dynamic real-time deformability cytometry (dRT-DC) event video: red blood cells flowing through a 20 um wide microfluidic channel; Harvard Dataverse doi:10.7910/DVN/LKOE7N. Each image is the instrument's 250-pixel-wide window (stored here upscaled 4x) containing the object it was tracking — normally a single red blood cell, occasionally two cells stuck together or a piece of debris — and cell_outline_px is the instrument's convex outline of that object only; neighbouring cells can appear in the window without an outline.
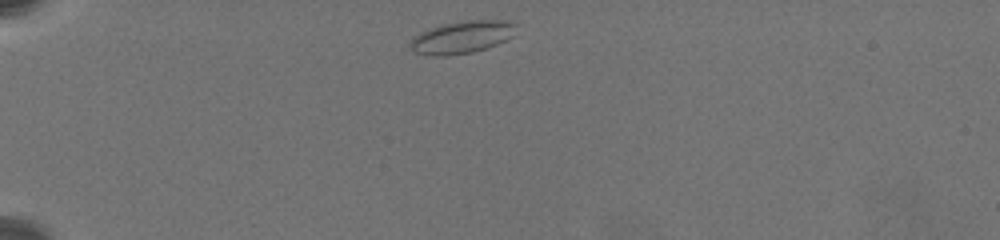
{"species": "common noctule bat (a hibernating species)", "species_latin": "Nyctalus noctula", "temperature_condition": "warm", "stored_images_in_passage": 66, "camera_frame_rate_fps": 3000, "um_per_image_px": 0.085, "animal": {"sex": "female", "body_mass_g": 19.5, "forearm_length_mm": 54.1}, "frame": {"image": 1, "passage_image": 1, "time_ms": 0.0, "image_size_px": [1000, 240], "cell_outline_px": [[516, 24], [512, 36], [488, 48], [472, 52], [444, 56], [432, 56], [416, 52], [408, 44], [412, 36], [428, 28], [440, 24], [464, 20], [504, 20]], "centroid_in_image_um": [39.2, 3.15], "position_along_channel_um": 45.8, "area_um2": 20.11}}
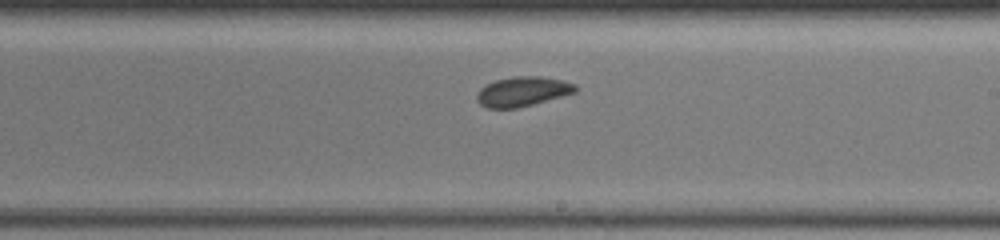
{"frame": {"image": 2, "passage_image": 32, "time_ms": 7.333, "image_size_px": [1000, 240], "cell_outline_px": [[580, 88], [576, 92], [532, 104], [516, 108], [488, 108], [480, 104], [476, 100], [476, 96], [480, 88], [496, 80], [512, 76], [540, 76], [564, 80], [576, 84]], "centroid_in_image_um": [44.45, 7.76], "position_along_channel_um": 244.6, "area_um2": 17.05}}
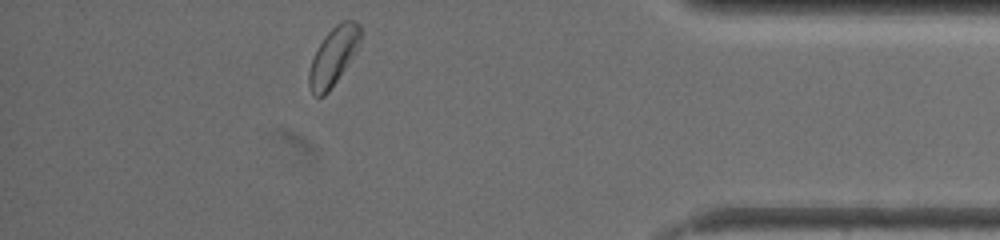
{"frame": {"image": 3, "passage_image": 59, "time_ms": 13.0, "image_size_px": [1000, 240], "cell_outline_px": [[360, 40], [352, 56], [328, 92], [324, 96], [316, 96], [312, 92], [308, 84], [308, 72], [316, 48], [324, 36], [336, 24], [344, 20], [352, 20], [360, 24]], "centroid_in_image_um": [28.3, 4.76], "position_along_channel_um": 406.9, "area_um2": 16.94}, "authors_computed_cell_mechanics": {"area_um2": 17.1666, "velocity_mm_per_s": 3.3817, "shape_relaxation_time_tau1_ms": null, "shape_relaxation_time_tau2_ms": 10.2891, "deformation_change_tau1": null, "deformation_change_tau2": 0.1077}}